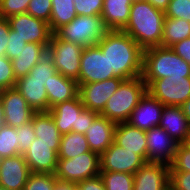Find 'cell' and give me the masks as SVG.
Here are the masks:
<instances>
[{
    "instance_id": "cell-25",
    "label": "cell",
    "mask_w": 190,
    "mask_h": 190,
    "mask_svg": "<svg viewBox=\"0 0 190 190\" xmlns=\"http://www.w3.org/2000/svg\"><path fill=\"white\" fill-rule=\"evenodd\" d=\"M133 0H104L101 17L108 30H122L129 20Z\"/></svg>"
},
{
    "instance_id": "cell-24",
    "label": "cell",
    "mask_w": 190,
    "mask_h": 190,
    "mask_svg": "<svg viewBox=\"0 0 190 190\" xmlns=\"http://www.w3.org/2000/svg\"><path fill=\"white\" fill-rule=\"evenodd\" d=\"M45 89L48 96L49 109L59 103L76 98L79 93L77 80L65 77L59 72L51 76V80Z\"/></svg>"
},
{
    "instance_id": "cell-21",
    "label": "cell",
    "mask_w": 190,
    "mask_h": 190,
    "mask_svg": "<svg viewBox=\"0 0 190 190\" xmlns=\"http://www.w3.org/2000/svg\"><path fill=\"white\" fill-rule=\"evenodd\" d=\"M159 126L176 139L177 144H183L190 132V122L181 106H164Z\"/></svg>"
},
{
    "instance_id": "cell-14",
    "label": "cell",
    "mask_w": 190,
    "mask_h": 190,
    "mask_svg": "<svg viewBox=\"0 0 190 190\" xmlns=\"http://www.w3.org/2000/svg\"><path fill=\"white\" fill-rule=\"evenodd\" d=\"M60 144L39 142L37 138L29 146L24 155L32 173L55 174Z\"/></svg>"
},
{
    "instance_id": "cell-54",
    "label": "cell",
    "mask_w": 190,
    "mask_h": 190,
    "mask_svg": "<svg viewBox=\"0 0 190 190\" xmlns=\"http://www.w3.org/2000/svg\"><path fill=\"white\" fill-rule=\"evenodd\" d=\"M0 190H8V189H6V188L0 186Z\"/></svg>"
},
{
    "instance_id": "cell-33",
    "label": "cell",
    "mask_w": 190,
    "mask_h": 190,
    "mask_svg": "<svg viewBox=\"0 0 190 190\" xmlns=\"http://www.w3.org/2000/svg\"><path fill=\"white\" fill-rule=\"evenodd\" d=\"M56 72L53 59L48 53H46V55H44L39 62L32 67L28 75L29 80H39L46 88L51 80V76H53Z\"/></svg>"
},
{
    "instance_id": "cell-17",
    "label": "cell",
    "mask_w": 190,
    "mask_h": 190,
    "mask_svg": "<svg viewBox=\"0 0 190 190\" xmlns=\"http://www.w3.org/2000/svg\"><path fill=\"white\" fill-rule=\"evenodd\" d=\"M164 105L148 91L133 109L127 123L140 130H150L159 126Z\"/></svg>"
},
{
    "instance_id": "cell-5",
    "label": "cell",
    "mask_w": 190,
    "mask_h": 190,
    "mask_svg": "<svg viewBox=\"0 0 190 190\" xmlns=\"http://www.w3.org/2000/svg\"><path fill=\"white\" fill-rule=\"evenodd\" d=\"M108 31L101 15H77L70 23L58 28L54 34L59 39L87 47L96 45Z\"/></svg>"
},
{
    "instance_id": "cell-8",
    "label": "cell",
    "mask_w": 190,
    "mask_h": 190,
    "mask_svg": "<svg viewBox=\"0 0 190 190\" xmlns=\"http://www.w3.org/2000/svg\"><path fill=\"white\" fill-rule=\"evenodd\" d=\"M83 48L81 45L59 39L53 33L47 46V53L53 59L57 72L77 80Z\"/></svg>"
},
{
    "instance_id": "cell-27",
    "label": "cell",
    "mask_w": 190,
    "mask_h": 190,
    "mask_svg": "<svg viewBox=\"0 0 190 190\" xmlns=\"http://www.w3.org/2000/svg\"><path fill=\"white\" fill-rule=\"evenodd\" d=\"M32 124L39 142L60 144L62 134L56 127L55 121L49 111L34 112Z\"/></svg>"
},
{
    "instance_id": "cell-35",
    "label": "cell",
    "mask_w": 190,
    "mask_h": 190,
    "mask_svg": "<svg viewBox=\"0 0 190 190\" xmlns=\"http://www.w3.org/2000/svg\"><path fill=\"white\" fill-rule=\"evenodd\" d=\"M169 166L170 172H190V148L178 144L174 159Z\"/></svg>"
},
{
    "instance_id": "cell-32",
    "label": "cell",
    "mask_w": 190,
    "mask_h": 190,
    "mask_svg": "<svg viewBox=\"0 0 190 190\" xmlns=\"http://www.w3.org/2000/svg\"><path fill=\"white\" fill-rule=\"evenodd\" d=\"M106 190H133L134 175L123 172H100Z\"/></svg>"
},
{
    "instance_id": "cell-40",
    "label": "cell",
    "mask_w": 190,
    "mask_h": 190,
    "mask_svg": "<svg viewBox=\"0 0 190 190\" xmlns=\"http://www.w3.org/2000/svg\"><path fill=\"white\" fill-rule=\"evenodd\" d=\"M164 13L168 18H182L190 22V0H170Z\"/></svg>"
},
{
    "instance_id": "cell-16",
    "label": "cell",
    "mask_w": 190,
    "mask_h": 190,
    "mask_svg": "<svg viewBox=\"0 0 190 190\" xmlns=\"http://www.w3.org/2000/svg\"><path fill=\"white\" fill-rule=\"evenodd\" d=\"M147 139V162H161L162 158L167 160V165H170L174 159L176 148L178 146L174 140L160 126L153 127L146 131ZM163 152V153H162Z\"/></svg>"
},
{
    "instance_id": "cell-34",
    "label": "cell",
    "mask_w": 190,
    "mask_h": 190,
    "mask_svg": "<svg viewBox=\"0 0 190 190\" xmlns=\"http://www.w3.org/2000/svg\"><path fill=\"white\" fill-rule=\"evenodd\" d=\"M57 178L52 173H30L23 190H54Z\"/></svg>"
},
{
    "instance_id": "cell-6",
    "label": "cell",
    "mask_w": 190,
    "mask_h": 190,
    "mask_svg": "<svg viewBox=\"0 0 190 190\" xmlns=\"http://www.w3.org/2000/svg\"><path fill=\"white\" fill-rule=\"evenodd\" d=\"M100 176V156L93 151L72 159H58L55 177L62 182H79Z\"/></svg>"
},
{
    "instance_id": "cell-11",
    "label": "cell",
    "mask_w": 190,
    "mask_h": 190,
    "mask_svg": "<svg viewBox=\"0 0 190 190\" xmlns=\"http://www.w3.org/2000/svg\"><path fill=\"white\" fill-rule=\"evenodd\" d=\"M10 28L27 43L49 44L53 32L49 24L28 13L13 15L7 19Z\"/></svg>"
},
{
    "instance_id": "cell-41",
    "label": "cell",
    "mask_w": 190,
    "mask_h": 190,
    "mask_svg": "<svg viewBox=\"0 0 190 190\" xmlns=\"http://www.w3.org/2000/svg\"><path fill=\"white\" fill-rule=\"evenodd\" d=\"M104 0H74L77 15L100 16Z\"/></svg>"
},
{
    "instance_id": "cell-52",
    "label": "cell",
    "mask_w": 190,
    "mask_h": 190,
    "mask_svg": "<svg viewBox=\"0 0 190 190\" xmlns=\"http://www.w3.org/2000/svg\"><path fill=\"white\" fill-rule=\"evenodd\" d=\"M185 146L190 148V132L185 140V142L183 143Z\"/></svg>"
},
{
    "instance_id": "cell-26",
    "label": "cell",
    "mask_w": 190,
    "mask_h": 190,
    "mask_svg": "<svg viewBox=\"0 0 190 190\" xmlns=\"http://www.w3.org/2000/svg\"><path fill=\"white\" fill-rule=\"evenodd\" d=\"M48 45L49 44L26 43L20 54L11 59L16 80L26 76L32 67L46 55Z\"/></svg>"
},
{
    "instance_id": "cell-20",
    "label": "cell",
    "mask_w": 190,
    "mask_h": 190,
    "mask_svg": "<svg viewBox=\"0 0 190 190\" xmlns=\"http://www.w3.org/2000/svg\"><path fill=\"white\" fill-rule=\"evenodd\" d=\"M114 143L125 150L134 151L147 162L146 131L127 122L116 124Z\"/></svg>"
},
{
    "instance_id": "cell-18",
    "label": "cell",
    "mask_w": 190,
    "mask_h": 190,
    "mask_svg": "<svg viewBox=\"0 0 190 190\" xmlns=\"http://www.w3.org/2000/svg\"><path fill=\"white\" fill-rule=\"evenodd\" d=\"M30 173L23 154L0 159V186L8 190H23Z\"/></svg>"
},
{
    "instance_id": "cell-3",
    "label": "cell",
    "mask_w": 190,
    "mask_h": 190,
    "mask_svg": "<svg viewBox=\"0 0 190 190\" xmlns=\"http://www.w3.org/2000/svg\"><path fill=\"white\" fill-rule=\"evenodd\" d=\"M190 77V64L171 47H152L143 50L142 79Z\"/></svg>"
},
{
    "instance_id": "cell-30",
    "label": "cell",
    "mask_w": 190,
    "mask_h": 190,
    "mask_svg": "<svg viewBox=\"0 0 190 190\" xmlns=\"http://www.w3.org/2000/svg\"><path fill=\"white\" fill-rule=\"evenodd\" d=\"M52 10L49 27L54 33L58 28L70 23L76 16L74 0H51Z\"/></svg>"
},
{
    "instance_id": "cell-42",
    "label": "cell",
    "mask_w": 190,
    "mask_h": 190,
    "mask_svg": "<svg viewBox=\"0 0 190 190\" xmlns=\"http://www.w3.org/2000/svg\"><path fill=\"white\" fill-rule=\"evenodd\" d=\"M26 41L16 35V31L10 28L8 43L5 51V56L10 60L17 57L26 45Z\"/></svg>"
},
{
    "instance_id": "cell-49",
    "label": "cell",
    "mask_w": 190,
    "mask_h": 190,
    "mask_svg": "<svg viewBox=\"0 0 190 190\" xmlns=\"http://www.w3.org/2000/svg\"><path fill=\"white\" fill-rule=\"evenodd\" d=\"M72 188H73V183L62 182L57 180L54 190H72Z\"/></svg>"
},
{
    "instance_id": "cell-46",
    "label": "cell",
    "mask_w": 190,
    "mask_h": 190,
    "mask_svg": "<svg viewBox=\"0 0 190 190\" xmlns=\"http://www.w3.org/2000/svg\"><path fill=\"white\" fill-rule=\"evenodd\" d=\"M171 49L190 64V37L175 43Z\"/></svg>"
},
{
    "instance_id": "cell-38",
    "label": "cell",
    "mask_w": 190,
    "mask_h": 190,
    "mask_svg": "<svg viewBox=\"0 0 190 190\" xmlns=\"http://www.w3.org/2000/svg\"><path fill=\"white\" fill-rule=\"evenodd\" d=\"M16 81L11 60L5 55L0 56V91L14 88Z\"/></svg>"
},
{
    "instance_id": "cell-51",
    "label": "cell",
    "mask_w": 190,
    "mask_h": 190,
    "mask_svg": "<svg viewBox=\"0 0 190 190\" xmlns=\"http://www.w3.org/2000/svg\"><path fill=\"white\" fill-rule=\"evenodd\" d=\"M4 124V115H3V106H2V102L0 100V126Z\"/></svg>"
},
{
    "instance_id": "cell-29",
    "label": "cell",
    "mask_w": 190,
    "mask_h": 190,
    "mask_svg": "<svg viewBox=\"0 0 190 190\" xmlns=\"http://www.w3.org/2000/svg\"><path fill=\"white\" fill-rule=\"evenodd\" d=\"M91 151L85 134L69 132L61 136L58 159H72Z\"/></svg>"
},
{
    "instance_id": "cell-31",
    "label": "cell",
    "mask_w": 190,
    "mask_h": 190,
    "mask_svg": "<svg viewBox=\"0 0 190 190\" xmlns=\"http://www.w3.org/2000/svg\"><path fill=\"white\" fill-rule=\"evenodd\" d=\"M19 155L16 128L2 124L0 126V159Z\"/></svg>"
},
{
    "instance_id": "cell-15",
    "label": "cell",
    "mask_w": 190,
    "mask_h": 190,
    "mask_svg": "<svg viewBox=\"0 0 190 190\" xmlns=\"http://www.w3.org/2000/svg\"><path fill=\"white\" fill-rule=\"evenodd\" d=\"M133 175V190H170V166L167 163L145 162Z\"/></svg>"
},
{
    "instance_id": "cell-53",
    "label": "cell",
    "mask_w": 190,
    "mask_h": 190,
    "mask_svg": "<svg viewBox=\"0 0 190 190\" xmlns=\"http://www.w3.org/2000/svg\"><path fill=\"white\" fill-rule=\"evenodd\" d=\"M72 190H82L78 184H73Z\"/></svg>"
},
{
    "instance_id": "cell-7",
    "label": "cell",
    "mask_w": 190,
    "mask_h": 190,
    "mask_svg": "<svg viewBox=\"0 0 190 190\" xmlns=\"http://www.w3.org/2000/svg\"><path fill=\"white\" fill-rule=\"evenodd\" d=\"M147 91L164 106H181L190 98V77L143 79Z\"/></svg>"
},
{
    "instance_id": "cell-22",
    "label": "cell",
    "mask_w": 190,
    "mask_h": 190,
    "mask_svg": "<svg viewBox=\"0 0 190 190\" xmlns=\"http://www.w3.org/2000/svg\"><path fill=\"white\" fill-rule=\"evenodd\" d=\"M84 108L79 95L66 102L59 103L49 109L56 127L63 135L69 132H76L78 115Z\"/></svg>"
},
{
    "instance_id": "cell-9",
    "label": "cell",
    "mask_w": 190,
    "mask_h": 190,
    "mask_svg": "<svg viewBox=\"0 0 190 190\" xmlns=\"http://www.w3.org/2000/svg\"><path fill=\"white\" fill-rule=\"evenodd\" d=\"M114 78L110 72L107 56L97 45L83 48L80 60L78 84L99 82Z\"/></svg>"
},
{
    "instance_id": "cell-28",
    "label": "cell",
    "mask_w": 190,
    "mask_h": 190,
    "mask_svg": "<svg viewBox=\"0 0 190 190\" xmlns=\"http://www.w3.org/2000/svg\"><path fill=\"white\" fill-rule=\"evenodd\" d=\"M190 37V22L182 18L164 19L161 47H172L175 43Z\"/></svg>"
},
{
    "instance_id": "cell-45",
    "label": "cell",
    "mask_w": 190,
    "mask_h": 190,
    "mask_svg": "<svg viewBox=\"0 0 190 190\" xmlns=\"http://www.w3.org/2000/svg\"><path fill=\"white\" fill-rule=\"evenodd\" d=\"M10 24L6 18L0 17V56L5 55L8 38H9Z\"/></svg>"
},
{
    "instance_id": "cell-47",
    "label": "cell",
    "mask_w": 190,
    "mask_h": 190,
    "mask_svg": "<svg viewBox=\"0 0 190 190\" xmlns=\"http://www.w3.org/2000/svg\"><path fill=\"white\" fill-rule=\"evenodd\" d=\"M82 190H106L100 176L86 179L78 183Z\"/></svg>"
},
{
    "instance_id": "cell-37",
    "label": "cell",
    "mask_w": 190,
    "mask_h": 190,
    "mask_svg": "<svg viewBox=\"0 0 190 190\" xmlns=\"http://www.w3.org/2000/svg\"><path fill=\"white\" fill-rule=\"evenodd\" d=\"M31 0H0V17H9L26 13Z\"/></svg>"
},
{
    "instance_id": "cell-36",
    "label": "cell",
    "mask_w": 190,
    "mask_h": 190,
    "mask_svg": "<svg viewBox=\"0 0 190 190\" xmlns=\"http://www.w3.org/2000/svg\"><path fill=\"white\" fill-rule=\"evenodd\" d=\"M52 10L51 0H31L28 5L26 13L32 15L35 18L43 20L46 23H50Z\"/></svg>"
},
{
    "instance_id": "cell-19",
    "label": "cell",
    "mask_w": 190,
    "mask_h": 190,
    "mask_svg": "<svg viewBox=\"0 0 190 190\" xmlns=\"http://www.w3.org/2000/svg\"><path fill=\"white\" fill-rule=\"evenodd\" d=\"M115 129L114 122L99 114L85 133L91 151L101 156L114 142Z\"/></svg>"
},
{
    "instance_id": "cell-43",
    "label": "cell",
    "mask_w": 190,
    "mask_h": 190,
    "mask_svg": "<svg viewBox=\"0 0 190 190\" xmlns=\"http://www.w3.org/2000/svg\"><path fill=\"white\" fill-rule=\"evenodd\" d=\"M170 190H190V172H170Z\"/></svg>"
},
{
    "instance_id": "cell-4",
    "label": "cell",
    "mask_w": 190,
    "mask_h": 190,
    "mask_svg": "<svg viewBox=\"0 0 190 190\" xmlns=\"http://www.w3.org/2000/svg\"><path fill=\"white\" fill-rule=\"evenodd\" d=\"M146 92L147 84L141 76L123 80L100 115L115 124L125 123Z\"/></svg>"
},
{
    "instance_id": "cell-10",
    "label": "cell",
    "mask_w": 190,
    "mask_h": 190,
    "mask_svg": "<svg viewBox=\"0 0 190 190\" xmlns=\"http://www.w3.org/2000/svg\"><path fill=\"white\" fill-rule=\"evenodd\" d=\"M146 161L134 153L125 150L114 142L100 156V172H123L134 174Z\"/></svg>"
},
{
    "instance_id": "cell-13",
    "label": "cell",
    "mask_w": 190,
    "mask_h": 190,
    "mask_svg": "<svg viewBox=\"0 0 190 190\" xmlns=\"http://www.w3.org/2000/svg\"><path fill=\"white\" fill-rule=\"evenodd\" d=\"M0 100L5 125L18 128L31 121L34 111L15 87L1 90Z\"/></svg>"
},
{
    "instance_id": "cell-23",
    "label": "cell",
    "mask_w": 190,
    "mask_h": 190,
    "mask_svg": "<svg viewBox=\"0 0 190 190\" xmlns=\"http://www.w3.org/2000/svg\"><path fill=\"white\" fill-rule=\"evenodd\" d=\"M15 88L21 93L34 112L49 111L48 96L45 86L39 80H29V75L16 81Z\"/></svg>"
},
{
    "instance_id": "cell-12",
    "label": "cell",
    "mask_w": 190,
    "mask_h": 190,
    "mask_svg": "<svg viewBox=\"0 0 190 190\" xmlns=\"http://www.w3.org/2000/svg\"><path fill=\"white\" fill-rule=\"evenodd\" d=\"M122 81L123 79L114 77L99 82L78 84V95L84 108L100 114Z\"/></svg>"
},
{
    "instance_id": "cell-44",
    "label": "cell",
    "mask_w": 190,
    "mask_h": 190,
    "mask_svg": "<svg viewBox=\"0 0 190 190\" xmlns=\"http://www.w3.org/2000/svg\"><path fill=\"white\" fill-rule=\"evenodd\" d=\"M98 115V112L83 108L78 115L76 132L80 134H85L89 125L92 124V122Z\"/></svg>"
},
{
    "instance_id": "cell-39",
    "label": "cell",
    "mask_w": 190,
    "mask_h": 190,
    "mask_svg": "<svg viewBox=\"0 0 190 190\" xmlns=\"http://www.w3.org/2000/svg\"><path fill=\"white\" fill-rule=\"evenodd\" d=\"M18 135V150L19 154H25L28 151L29 146L33 143L36 138L32 119L21 127L16 128Z\"/></svg>"
},
{
    "instance_id": "cell-2",
    "label": "cell",
    "mask_w": 190,
    "mask_h": 190,
    "mask_svg": "<svg viewBox=\"0 0 190 190\" xmlns=\"http://www.w3.org/2000/svg\"><path fill=\"white\" fill-rule=\"evenodd\" d=\"M165 13L147 0H133L127 25L121 30L127 33L143 50L160 46L163 38Z\"/></svg>"
},
{
    "instance_id": "cell-50",
    "label": "cell",
    "mask_w": 190,
    "mask_h": 190,
    "mask_svg": "<svg viewBox=\"0 0 190 190\" xmlns=\"http://www.w3.org/2000/svg\"><path fill=\"white\" fill-rule=\"evenodd\" d=\"M181 108H182L186 118L190 122V98L181 105Z\"/></svg>"
},
{
    "instance_id": "cell-48",
    "label": "cell",
    "mask_w": 190,
    "mask_h": 190,
    "mask_svg": "<svg viewBox=\"0 0 190 190\" xmlns=\"http://www.w3.org/2000/svg\"><path fill=\"white\" fill-rule=\"evenodd\" d=\"M149 1L155 8L165 11L168 7L170 0H147Z\"/></svg>"
},
{
    "instance_id": "cell-1",
    "label": "cell",
    "mask_w": 190,
    "mask_h": 190,
    "mask_svg": "<svg viewBox=\"0 0 190 190\" xmlns=\"http://www.w3.org/2000/svg\"><path fill=\"white\" fill-rule=\"evenodd\" d=\"M107 56L114 77L127 80L142 74L143 49L121 30H109L96 44Z\"/></svg>"
}]
</instances>
